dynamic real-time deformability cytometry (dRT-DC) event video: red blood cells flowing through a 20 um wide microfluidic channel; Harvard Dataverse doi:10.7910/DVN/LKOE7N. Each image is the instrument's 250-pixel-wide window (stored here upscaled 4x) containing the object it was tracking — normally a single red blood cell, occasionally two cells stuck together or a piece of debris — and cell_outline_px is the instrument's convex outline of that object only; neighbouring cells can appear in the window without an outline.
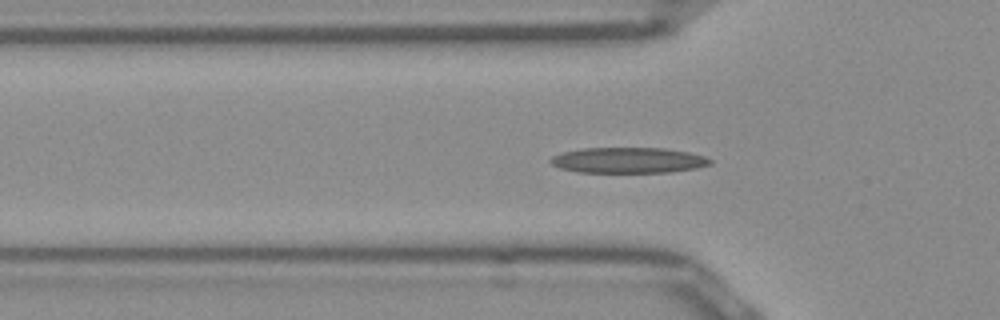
{"species": "Egyptian fruit bat (a non-hibernating species)", "species_latin": "Rousettus aegyptiacus", "temperature_condition": "room temperature", "stored_images_in_passage": 51, "camera_frame_rate_fps": 3000, "um_per_image_px": 0.085, "frame": {"image": 1, "passage_image": 15, "time_ms": 4.667, "image_size_px": [1000, 320], "cell_outline_px": [[712, 164], [696, 168], [668, 172], [576, 172], [560, 168], [552, 164], [548, 160], [552, 156], [564, 152], [584, 148], [664, 148], [688, 152], [704, 156], [712, 160]], "centroid_in_image_um": [53.4, 13.62], "position_along_channel_um": 72.4, "area_um2": 23.76}}
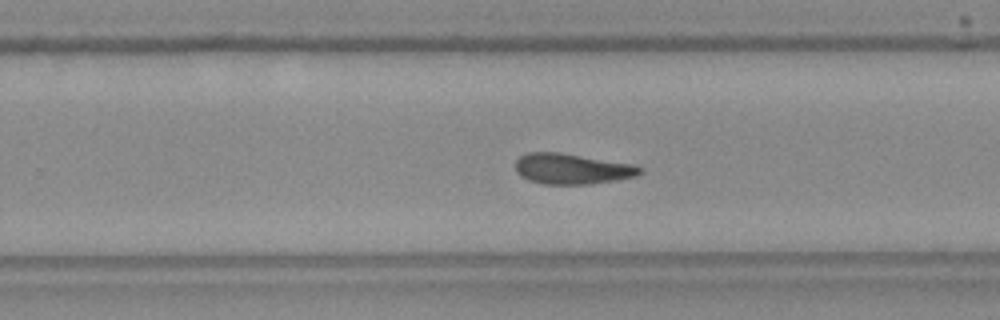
{"frame": {"image": 2, "passage_image": 31, "time_ms": 10.0, "image_size_px": [1000, 320], "cell_outline_px": [[644, 172], [636, 176], [616, 180], [588, 184], [544, 184], [528, 180], [520, 176], [516, 172], [516, 160], [520, 156], [528, 152], [556, 152], [636, 164], [644, 168]], "centroid_in_image_um": [48.65, 14.35], "position_along_channel_um": 281.2, "area_um2": 22.31}}
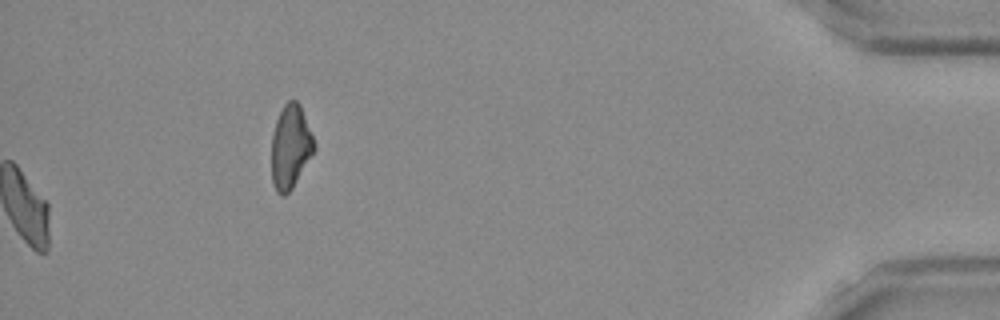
{"frame": {"image": 3, "passage_image": 51, "time_ms": 16.667, "image_size_px": [1000, 320], "cell_outline_px": [[316, 148], [292, 188], [284, 196], [280, 196], [276, 192], [272, 180], [272, 136], [276, 120], [284, 104], [288, 100], [296, 100], [300, 104], [316, 144]], "centroid_in_image_um": [24.69, 12.47], "position_along_channel_um": 410.5, "area_um2": 20.69}, "authors_computed_cell_mechanics": {"area_um2": 22.3108, "velocity_mm_per_s": 3.9017, "shape_relaxation_time_tau1_ms": null, "shape_relaxation_time_tau2_ms": 6.3294, "deformation_change_tau1": null, "deformation_change_tau2": 0.1652}}